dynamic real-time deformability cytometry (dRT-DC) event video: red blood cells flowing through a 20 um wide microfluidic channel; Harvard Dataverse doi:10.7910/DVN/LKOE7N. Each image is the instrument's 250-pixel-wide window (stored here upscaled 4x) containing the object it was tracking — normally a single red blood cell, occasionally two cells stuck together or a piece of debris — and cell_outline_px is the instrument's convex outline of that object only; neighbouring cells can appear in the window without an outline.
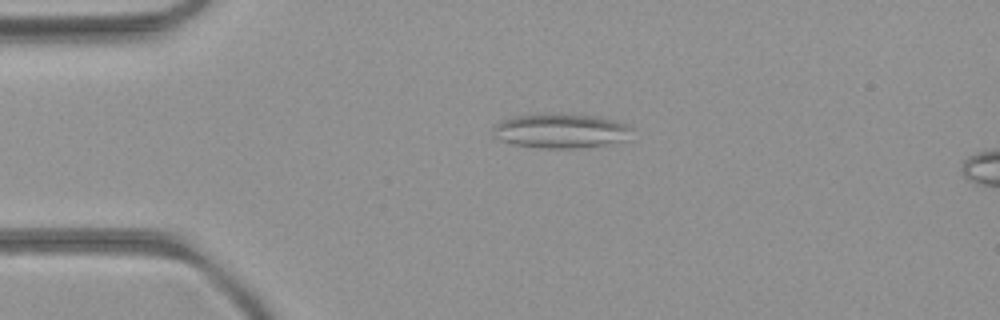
{"species": "common noctule bat (a hibernating species)", "species_latin": "Nyctalus noctula", "temperature_condition": "room temperature", "stored_images_in_passage": 17, "camera_frame_rate_fps": 3000, "um_per_image_px": 0.085, "animal": {"sex": "female", "body_mass_g": 21.9}, "frame": {"image": 1, "passage_image": 12, "time_ms": 3.667, "image_size_px": [1000, 320], "cell_outline_px": [[632, 128], [624, 140], [604, 144], [572, 148], [544, 148], [512, 144], [500, 140], [492, 136], [492, 128], [500, 120], [512, 116], [600, 116], [624, 124]], "centroid_in_image_um": [47.57, 11.15], "position_along_channel_um": 37.4, "area_um2": 26.76}}